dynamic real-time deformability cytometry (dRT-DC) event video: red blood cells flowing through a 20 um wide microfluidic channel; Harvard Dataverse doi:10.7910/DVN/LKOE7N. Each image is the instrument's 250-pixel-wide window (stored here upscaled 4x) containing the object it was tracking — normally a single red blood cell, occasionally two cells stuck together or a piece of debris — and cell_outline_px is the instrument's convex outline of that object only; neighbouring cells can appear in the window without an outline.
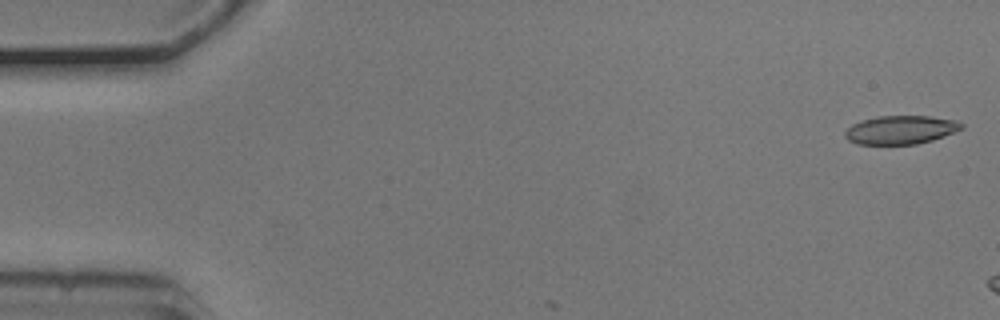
{"species": "common noctule bat (a hibernating species)", "species_latin": "Nyctalus noctula", "temperature_condition": "cold", "stored_images_in_passage": 3, "camera_frame_rate_fps": 3000, "um_per_image_px": 0.085, "animal": {"sex": "male", "body_mass_g": 20.5, "forearm_length_mm": 52.5}, "frame": {"image": 1, "passage_image": 1, "time_ms": 0.0, "image_size_px": [1000, 320], "cell_outline_px": [[964, 128], [932, 140], [916, 144], [856, 144], [848, 140], [844, 136], [844, 132], [852, 124], [864, 120], [880, 116], [928, 116], [960, 120], [964, 124]], "centroid_in_image_um": [76.59, 11.03], "position_along_channel_um": 8.4, "area_um2": 19.36}}